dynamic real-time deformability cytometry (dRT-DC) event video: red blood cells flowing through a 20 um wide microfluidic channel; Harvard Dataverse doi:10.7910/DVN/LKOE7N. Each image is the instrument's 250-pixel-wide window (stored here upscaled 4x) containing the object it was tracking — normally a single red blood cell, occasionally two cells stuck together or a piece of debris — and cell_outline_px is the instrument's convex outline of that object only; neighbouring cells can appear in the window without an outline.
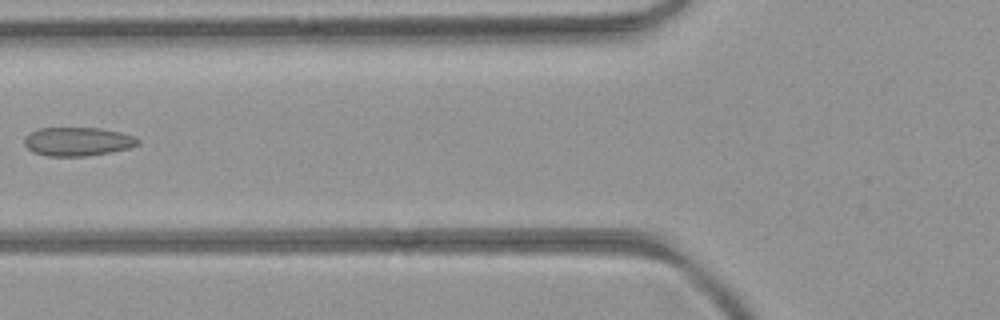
{"species": "common noctule bat (a hibernating species)", "species_latin": "Nyctalus noctula", "temperature_condition": "room temperature", "stored_images_in_passage": 2, "camera_frame_rate_fps": 3000, "um_per_image_px": 0.085, "animal": {"sex": "female", "body_mass_g": 21.9}, "frame": {"image": 1, "passage_image": 2, "time_ms": 1.0, "image_size_px": [1000, 320], "cell_outline_px": [[140, 144], [128, 148], [88, 156], [48, 156], [32, 152], [24, 144], [24, 136], [28, 132], [40, 128], [100, 128], [120, 132], [136, 136], [140, 140]], "centroid_in_image_um": [6.58, 12.02], "position_along_channel_um": 119.2, "area_um2": 19.13}}